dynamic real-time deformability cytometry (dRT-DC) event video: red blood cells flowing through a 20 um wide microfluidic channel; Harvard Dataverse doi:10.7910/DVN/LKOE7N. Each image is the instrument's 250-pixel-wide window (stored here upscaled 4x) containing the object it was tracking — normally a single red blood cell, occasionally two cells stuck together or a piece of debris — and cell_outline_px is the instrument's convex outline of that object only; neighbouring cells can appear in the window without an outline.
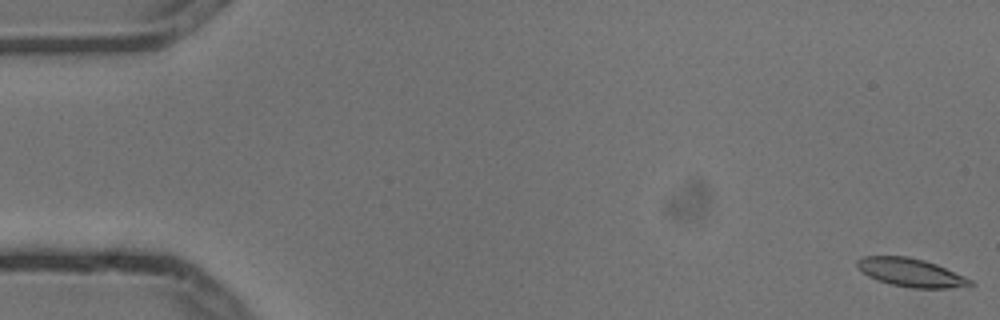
{"species": "common noctule bat (a hibernating species)", "species_latin": "Nyctalus noctula", "temperature_condition": "cold", "stored_images_in_passage": 11, "camera_frame_rate_fps": 3000, "um_per_image_px": 0.085, "animal": {"sex": "male", "body_mass_g": 13.3}, "frame": {"image": 1, "passage_image": 1, "time_ms": 0.0, "image_size_px": [1000, 320], "cell_outline_px": [[976, 284], [972, 288], [912, 288], [892, 284], [876, 280], [860, 272], [856, 264], [856, 260], [860, 256], [908, 256], [924, 260], [936, 264], [964, 276], [972, 280]], "centroid_in_image_um": [77.46, 23.18], "position_along_channel_um": 7.5, "area_um2": 19.07}}
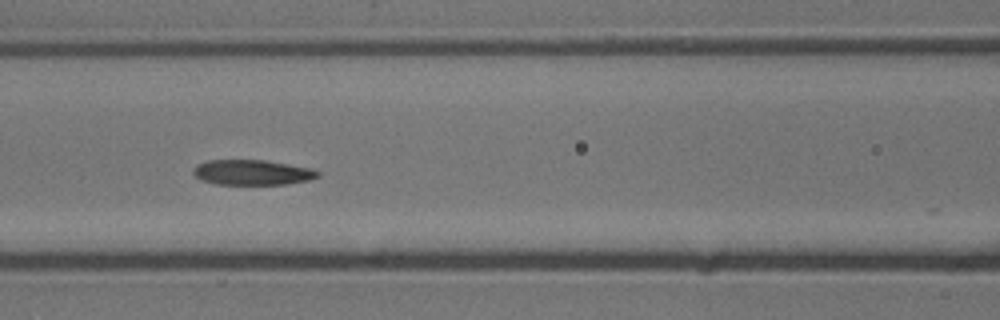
{"frame": {"image": 2, "passage_image": 7, "time_ms": 2.0, "image_size_px": [1000, 320], "cell_outline_px": [[320, 176], [308, 180], [284, 184], [216, 184], [200, 180], [192, 172], [192, 168], [196, 164], [208, 160], [264, 160], [312, 168], [320, 172]], "centroid_in_image_um": [21.41, 14.65], "position_along_channel_um": 145.2, "area_um2": 18.32}}
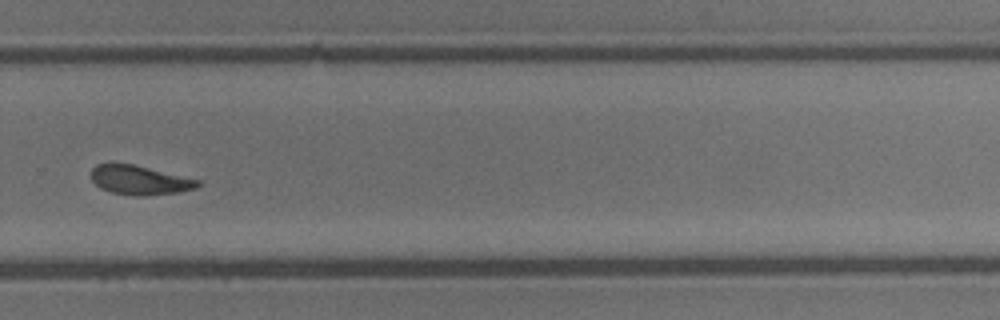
{"frame": {"image": 3, "passage_image": 11, "time_ms": 3.333, "image_size_px": [1000, 320], "cell_outline_px": [[200, 184], [196, 188], [180, 192], [140, 196], [136, 196], [112, 192], [100, 188], [92, 180], [92, 168], [96, 164], [132, 164], [200, 180]], "centroid_in_image_um": [11.88, 15.32], "position_along_channel_um": 317.9, "area_um2": 17.86}}